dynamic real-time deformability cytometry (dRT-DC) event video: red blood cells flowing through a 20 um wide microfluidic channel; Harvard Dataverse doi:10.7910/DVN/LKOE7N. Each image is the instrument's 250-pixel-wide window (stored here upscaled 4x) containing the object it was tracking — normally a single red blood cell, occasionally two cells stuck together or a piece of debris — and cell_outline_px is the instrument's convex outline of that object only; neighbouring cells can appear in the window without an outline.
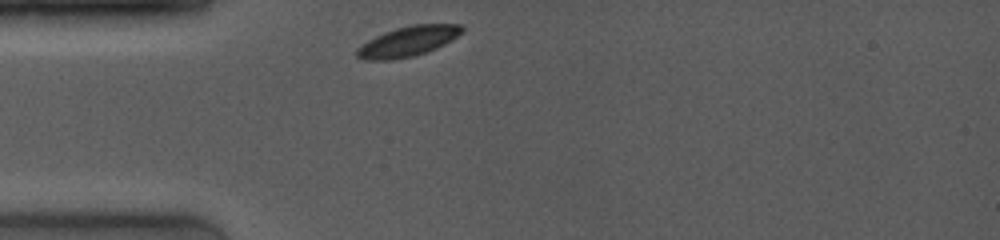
{"species": "common noctule bat (a hibernating species)", "species_latin": "Nyctalus noctula", "temperature_condition": "room temperature", "stored_images_in_passage": 3, "camera_frame_rate_fps": 4000, "um_per_image_px": 0.085, "animal": {"sex": "female", "body_mass_g": 19.0, "forearm_length_mm": 53.3}, "frame": {"image": 1, "passage_image": 1, "time_ms": 0.0, "image_size_px": [1000, 240], "cell_outline_px": [[464, 32], [444, 44], [436, 48], [412, 56], [388, 60], [364, 60], [356, 56], [356, 48], [368, 40], [384, 32], [396, 28], [412, 24], [460, 24], [464, 28]], "centroid_in_image_um": [34.67, 3.5], "position_along_channel_um": 50.3, "area_um2": 18.32}}